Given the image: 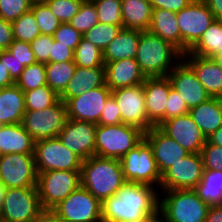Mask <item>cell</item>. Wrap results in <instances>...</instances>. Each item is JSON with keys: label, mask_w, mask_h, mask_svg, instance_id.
I'll use <instances>...</instances> for the list:
<instances>
[{"label": "cell", "mask_w": 222, "mask_h": 222, "mask_svg": "<svg viewBox=\"0 0 222 222\" xmlns=\"http://www.w3.org/2000/svg\"><path fill=\"white\" fill-rule=\"evenodd\" d=\"M155 187L140 183H124L118 192L101 202L102 222H128L154 213L160 195Z\"/></svg>", "instance_id": "1"}, {"label": "cell", "mask_w": 222, "mask_h": 222, "mask_svg": "<svg viewBox=\"0 0 222 222\" xmlns=\"http://www.w3.org/2000/svg\"><path fill=\"white\" fill-rule=\"evenodd\" d=\"M135 59L145 77H164L182 61L183 53L171 42L148 30H140Z\"/></svg>", "instance_id": "2"}, {"label": "cell", "mask_w": 222, "mask_h": 222, "mask_svg": "<svg viewBox=\"0 0 222 222\" xmlns=\"http://www.w3.org/2000/svg\"><path fill=\"white\" fill-rule=\"evenodd\" d=\"M81 186L91 192L100 202L110 198L126 183L119 159L93 155L82 161Z\"/></svg>", "instance_id": "3"}, {"label": "cell", "mask_w": 222, "mask_h": 222, "mask_svg": "<svg viewBox=\"0 0 222 222\" xmlns=\"http://www.w3.org/2000/svg\"><path fill=\"white\" fill-rule=\"evenodd\" d=\"M164 192L159 200L163 222H205L210 206L193 189Z\"/></svg>", "instance_id": "4"}, {"label": "cell", "mask_w": 222, "mask_h": 222, "mask_svg": "<svg viewBox=\"0 0 222 222\" xmlns=\"http://www.w3.org/2000/svg\"><path fill=\"white\" fill-rule=\"evenodd\" d=\"M144 139V131L129 124L99 125L95 134V155L121 159Z\"/></svg>", "instance_id": "5"}, {"label": "cell", "mask_w": 222, "mask_h": 222, "mask_svg": "<svg viewBox=\"0 0 222 222\" xmlns=\"http://www.w3.org/2000/svg\"><path fill=\"white\" fill-rule=\"evenodd\" d=\"M80 185V171L51 170L38 173L37 189L43 210H52Z\"/></svg>", "instance_id": "6"}, {"label": "cell", "mask_w": 222, "mask_h": 222, "mask_svg": "<svg viewBox=\"0 0 222 222\" xmlns=\"http://www.w3.org/2000/svg\"><path fill=\"white\" fill-rule=\"evenodd\" d=\"M120 161L126 182L147 184L152 187L157 184L159 187L161 174L152 148L145 139L126 153Z\"/></svg>", "instance_id": "7"}, {"label": "cell", "mask_w": 222, "mask_h": 222, "mask_svg": "<svg viewBox=\"0 0 222 222\" xmlns=\"http://www.w3.org/2000/svg\"><path fill=\"white\" fill-rule=\"evenodd\" d=\"M34 158L37 173L51 170L80 171L83 161L65 147L58 137L35 141Z\"/></svg>", "instance_id": "8"}, {"label": "cell", "mask_w": 222, "mask_h": 222, "mask_svg": "<svg viewBox=\"0 0 222 222\" xmlns=\"http://www.w3.org/2000/svg\"><path fill=\"white\" fill-rule=\"evenodd\" d=\"M42 210L37 187L6 188L0 222H31Z\"/></svg>", "instance_id": "9"}, {"label": "cell", "mask_w": 222, "mask_h": 222, "mask_svg": "<svg viewBox=\"0 0 222 222\" xmlns=\"http://www.w3.org/2000/svg\"><path fill=\"white\" fill-rule=\"evenodd\" d=\"M66 103L59 99L42 110H26L22 125L35 141L56 138L67 121Z\"/></svg>", "instance_id": "10"}, {"label": "cell", "mask_w": 222, "mask_h": 222, "mask_svg": "<svg viewBox=\"0 0 222 222\" xmlns=\"http://www.w3.org/2000/svg\"><path fill=\"white\" fill-rule=\"evenodd\" d=\"M181 36V52H188L216 19L204 1L193 0L176 13Z\"/></svg>", "instance_id": "11"}, {"label": "cell", "mask_w": 222, "mask_h": 222, "mask_svg": "<svg viewBox=\"0 0 222 222\" xmlns=\"http://www.w3.org/2000/svg\"><path fill=\"white\" fill-rule=\"evenodd\" d=\"M52 210L65 222H102L101 202L81 185Z\"/></svg>", "instance_id": "12"}, {"label": "cell", "mask_w": 222, "mask_h": 222, "mask_svg": "<svg viewBox=\"0 0 222 222\" xmlns=\"http://www.w3.org/2000/svg\"><path fill=\"white\" fill-rule=\"evenodd\" d=\"M37 177L34 154L0 155V178L6 188L37 187Z\"/></svg>", "instance_id": "13"}, {"label": "cell", "mask_w": 222, "mask_h": 222, "mask_svg": "<svg viewBox=\"0 0 222 222\" xmlns=\"http://www.w3.org/2000/svg\"><path fill=\"white\" fill-rule=\"evenodd\" d=\"M203 170L201 154L190 153L161 175L159 188L163 191L194 189L202 179Z\"/></svg>", "instance_id": "14"}, {"label": "cell", "mask_w": 222, "mask_h": 222, "mask_svg": "<svg viewBox=\"0 0 222 222\" xmlns=\"http://www.w3.org/2000/svg\"><path fill=\"white\" fill-rule=\"evenodd\" d=\"M111 95L121 111L122 123L139 127L144 132L153 127L146 113L143 84L114 89Z\"/></svg>", "instance_id": "15"}, {"label": "cell", "mask_w": 222, "mask_h": 222, "mask_svg": "<svg viewBox=\"0 0 222 222\" xmlns=\"http://www.w3.org/2000/svg\"><path fill=\"white\" fill-rule=\"evenodd\" d=\"M96 127L94 123L68 118L57 137L65 147L86 160L95 155Z\"/></svg>", "instance_id": "16"}, {"label": "cell", "mask_w": 222, "mask_h": 222, "mask_svg": "<svg viewBox=\"0 0 222 222\" xmlns=\"http://www.w3.org/2000/svg\"><path fill=\"white\" fill-rule=\"evenodd\" d=\"M111 90L104 86L86 91L80 96L70 98L66 102L67 117L78 121L98 124L106 100L111 96Z\"/></svg>", "instance_id": "17"}, {"label": "cell", "mask_w": 222, "mask_h": 222, "mask_svg": "<svg viewBox=\"0 0 222 222\" xmlns=\"http://www.w3.org/2000/svg\"><path fill=\"white\" fill-rule=\"evenodd\" d=\"M172 88L184 100L189 109L207 101L210 95L199 82L196 73L182 59L174 69L167 75Z\"/></svg>", "instance_id": "18"}, {"label": "cell", "mask_w": 222, "mask_h": 222, "mask_svg": "<svg viewBox=\"0 0 222 222\" xmlns=\"http://www.w3.org/2000/svg\"><path fill=\"white\" fill-rule=\"evenodd\" d=\"M159 128L177 141L187 152L200 153L207 142L206 136L191 118L190 114L165 120Z\"/></svg>", "instance_id": "19"}, {"label": "cell", "mask_w": 222, "mask_h": 222, "mask_svg": "<svg viewBox=\"0 0 222 222\" xmlns=\"http://www.w3.org/2000/svg\"><path fill=\"white\" fill-rule=\"evenodd\" d=\"M144 139L152 148L153 156L161 175L173 164L190 154L158 126H153L144 132Z\"/></svg>", "instance_id": "20"}, {"label": "cell", "mask_w": 222, "mask_h": 222, "mask_svg": "<svg viewBox=\"0 0 222 222\" xmlns=\"http://www.w3.org/2000/svg\"><path fill=\"white\" fill-rule=\"evenodd\" d=\"M171 82L167 76L146 77L143 83L146 113L148 121L153 126H160L165 121V107L167 105Z\"/></svg>", "instance_id": "21"}, {"label": "cell", "mask_w": 222, "mask_h": 222, "mask_svg": "<svg viewBox=\"0 0 222 222\" xmlns=\"http://www.w3.org/2000/svg\"><path fill=\"white\" fill-rule=\"evenodd\" d=\"M104 66L106 85L111 91L117 88L141 85L145 82L146 77L135 58L108 62Z\"/></svg>", "instance_id": "22"}, {"label": "cell", "mask_w": 222, "mask_h": 222, "mask_svg": "<svg viewBox=\"0 0 222 222\" xmlns=\"http://www.w3.org/2000/svg\"><path fill=\"white\" fill-rule=\"evenodd\" d=\"M183 60L196 73L199 82L210 97L222 98V69L212 58L186 52L183 54Z\"/></svg>", "instance_id": "23"}, {"label": "cell", "mask_w": 222, "mask_h": 222, "mask_svg": "<svg viewBox=\"0 0 222 222\" xmlns=\"http://www.w3.org/2000/svg\"><path fill=\"white\" fill-rule=\"evenodd\" d=\"M106 84L105 67H78L59 99L67 102L70 98L80 96L86 91Z\"/></svg>", "instance_id": "24"}, {"label": "cell", "mask_w": 222, "mask_h": 222, "mask_svg": "<svg viewBox=\"0 0 222 222\" xmlns=\"http://www.w3.org/2000/svg\"><path fill=\"white\" fill-rule=\"evenodd\" d=\"M35 140L22 124L0 125V155L34 154Z\"/></svg>", "instance_id": "25"}, {"label": "cell", "mask_w": 222, "mask_h": 222, "mask_svg": "<svg viewBox=\"0 0 222 222\" xmlns=\"http://www.w3.org/2000/svg\"><path fill=\"white\" fill-rule=\"evenodd\" d=\"M26 112L24 93L16 85L0 89V124H22Z\"/></svg>", "instance_id": "26"}, {"label": "cell", "mask_w": 222, "mask_h": 222, "mask_svg": "<svg viewBox=\"0 0 222 222\" xmlns=\"http://www.w3.org/2000/svg\"><path fill=\"white\" fill-rule=\"evenodd\" d=\"M189 114L207 138L222 126V98L210 97L191 108Z\"/></svg>", "instance_id": "27"}, {"label": "cell", "mask_w": 222, "mask_h": 222, "mask_svg": "<svg viewBox=\"0 0 222 222\" xmlns=\"http://www.w3.org/2000/svg\"><path fill=\"white\" fill-rule=\"evenodd\" d=\"M140 30L122 28L115 39L103 51L104 64L121 59L135 58Z\"/></svg>", "instance_id": "28"}, {"label": "cell", "mask_w": 222, "mask_h": 222, "mask_svg": "<svg viewBox=\"0 0 222 222\" xmlns=\"http://www.w3.org/2000/svg\"><path fill=\"white\" fill-rule=\"evenodd\" d=\"M148 31L171 42L181 51V36L176 13L164 9H152Z\"/></svg>", "instance_id": "29"}, {"label": "cell", "mask_w": 222, "mask_h": 222, "mask_svg": "<svg viewBox=\"0 0 222 222\" xmlns=\"http://www.w3.org/2000/svg\"><path fill=\"white\" fill-rule=\"evenodd\" d=\"M123 28L148 30L152 6L148 0H121Z\"/></svg>", "instance_id": "30"}, {"label": "cell", "mask_w": 222, "mask_h": 222, "mask_svg": "<svg viewBox=\"0 0 222 222\" xmlns=\"http://www.w3.org/2000/svg\"><path fill=\"white\" fill-rule=\"evenodd\" d=\"M222 51V20L215 19L202 34L198 42L188 51L189 54L213 58Z\"/></svg>", "instance_id": "31"}, {"label": "cell", "mask_w": 222, "mask_h": 222, "mask_svg": "<svg viewBox=\"0 0 222 222\" xmlns=\"http://www.w3.org/2000/svg\"><path fill=\"white\" fill-rule=\"evenodd\" d=\"M209 206L222 205V171L203 170V176L193 189Z\"/></svg>", "instance_id": "32"}, {"label": "cell", "mask_w": 222, "mask_h": 222, "mask_svg": "<svg viewBox=\"0 0 222 222\" xmlns=\"http://www.w3.org/2000/svg\"><path fill=\"white\" fill-rule=\"evenodd\" d=\"M76 68L74 61L45 64L47 85L60 95L72 79Z\"/></svg>", "instance_id": "33"}, {"label": "cell", "mask_w": 222, "mask_h": 222, "mask_svg": "<svg viewBox=\"0 0 222 222\" xmlns=\"http://www.w3.org/2000/svg\"><path fill=\"white\" fill-rule=\"evenodd\" d=\"M73 61L78 67H105L103 52L84 37H82L81 42L74 50Z\"/></svg>", "instance_id": "34"}, {"label": "cell", "mask_w": 222, "mask_h": 222, "mask_svg": "<svg viewBox=\"0 0 222 222\" xmlns=\"http://www.w3.org/2000/svg\"><path fill=\"white\" fill-rule=\"evenodd\" d=\"M23 93L25 109L31 111L48 108L59 100V95L48 85H43Z\"/></svg>", "instance_id": "35"}, {"label": "cell", "mask_w": 222, "mask_h": 222, "mask_svg": "<svg viewBox=\"0 0 222 222\" xmlns=\"http://www.w3.org/2000/svg\"><path fill=\"white\" fill-rule=\"evenodd\" d=\"M11 24L14 40L31 43L41 34L35 15L31 10L22 14Z\"/></svg>", "instance_id": "36"}, {"label": "cell", "mask_w": 222, "mask_h": 222, "mask_svg": "<svg viewBox=\"0 0 222 222\" xmlns=\"http://www.w3.org/2000/svg\"><path fill=\"white\" fill-rule=\"evenodd\" d=\"M123 26L98 23L83 34V37L102 52L115 39Z\"/></svg>", "instance_id": "37"}, {"label": "cell", "mask_w": 222, "mask_h": 222, "mask_svg": "<svg viewBox=\"0 0 222 222\" xmlns=\"http://www.w3.org/2000/svg\"><path fill=\"white\" fill-rule=\"evenodd\" d=\"M15 84L23 92L47 85L45 64L37 62L26 66Z\"/></svg>", "instance_id": "38"}, {"label": "cell", "mask_w": 222, "mask_h": 222, "mask_svg": "<svg viewBox=\"0 0 222 222\" xmlns=\"http://www.w3.org/2000/svg\"><path fill=\"white\" fill-rule=\"evenodd\" d=\"M82 35L99 23L96 7L91 0H83L79 12L68 22Z\"/></svg>", "instance_id": "39"}, {"label": "cell", "mask_w": 222, "mask_h": 222, "mask_svg": "<svg viewBox=\"0 0 222 222\" xmlns=\"http://www.w3.org/2000/svg\"><path fill=\"white\" fill-rule=\"evenodd\" d=\"M99 23L123 26L121 0H92Z\"/></svg>", "instance_id": "40"}, {"label": "cell", "mask_w": 222, "mask_h": 222, "mask_svg": "<svg viewBox=\"0 0 222 222\" xmlns=\"http://www.w3.org/2000/svg\"><path fill=\"white\" fill-rule=\"evenodd\" d=\"M31 11L35 15L41 34L52 36L61 24L46 3L32 5Z\"/></svg>", "instance_id": "41"}, {"label": "cell", "mask_w": 222, "mask_h": 222, "mask_svg": "<svg viewBox=\"0 0 222 222\" xmlns=\"http://www.w3.org/2000/svg\"><path fill=\"white\" fill-rule=\"evenodd\" d=\"M83 0H50L46 3L61 23H68L80 10Z\"/></svg>", "instance_id": "42"}, {"label": "cell", "mask_w": 222, "mask_h": 222, "mask_svg": "<svg viewBox=\"0 0 222 222\" xmlns=\"http://www.w3.org/2000/svg\"><path fill=\"white\" fill-rule=\"evenodd\" d=\"M30 0H0V17L13 22L31 10Z\"/></svg>", "instance_id": "43"}, {"label": "cell", "mask_w": 222, "mask_h": 222, "mask_svg": "<svg viewBox=\"0 0 222 222\" xmlns=\"http://www.w3.org/2000/svg\"><path fill=\"white\" fill-rule=\"evenodd\" d=\"M200 154L204 169L222 171V146L207 141Z\"/></svg>", "instance_id": "44"}, {"label": "cell", "mask_w": 222, "mask_h": 222, "mask_svg": "<svg viewBox=\"0 0 222 222\" xmlns=\"http://www.w3.org/2000/svg\"><path fill=\"white\" fill-rule=\"evenodd\" d=\"M53 39L75 50L81 42L83 35L75 30L69 23H61L52 35Z\"/></svg>", "instance_id": "45"}, {"label": "cell", "mask_w": 222, "mask_h": 222, "mask_svg": "<svg viewBox=\"0 0 222 222\" xmlns=\"http://www.w3.org/2000/svg\"><path fill=\"white\" fill-rule=\"evenodd\" d=\"M7 50L12 54L13 58L25 67L37 63L31 43L13 40Z\"/></svg>", "instance_id": "46"}, {"label": "cell", "mask_w": 222, "mask_h": 222, "mask_svg": "<svg viewBox=\"0 0 222 222\" xmlns=\"http://www.w3.org/2000/svg\"><path fill=\"white\" fill-rule=\"evenodd\" d=\"M53 41V36L40 34L35 40L31 42L32 51L38 63H49Z\"/></svg>", "instance_id": "47"}, {"label": "cell", "mask_w": 222, "mask_h": 222, "mask_svg": "<svg viewBox=\"0 0 222 222\" xmlns=\"http://www.w3.org/2000/svg\"><path fill=\"white\" fill-rule=\"evenodd\" d=\"M189 108L178 93L171 88L168 96L167 105L165 107V120L173 117L189 114Z\"/></svg>", "instance_id": "48"}, {"label": "cell", "mask_w": 222, "mask_h": 222, "mask_svg": "<svg viewBox=\"0 0 222 222\" xmlns=\"http://www.w3.org/2000/svg\"><path fill=\"white\" fill-rule=\"evenodd\" d=\"M121 111L114 97L111 95L102 109L99 119V125H117L122 124Z\"/></svg>", "instance_id": "49"}, {"label": "cell", "mask_w": 222, "mask_h": 222, "mask_svg": "<svg viewBox=\"0 0 222 222\" xmlns=\"http://www.w3.org/2000/svg\"><path fill=\"white\" fill-rule=\"evenodd\" d=\"M74 60V50L63 45L60 42L53 41L51 47V53L49 57V63H59Z\"/></svg>", "instance_id": "50"}, {"label": "cell", "mask_w": 222, "mask_h": 222, "mask_svg": "<svg viewBox=\"0 0 222 222\" xmlns=\"http://www.w3.org/2000/svg\"><path fill=\"white\" fill-rule=\"evenodd\" d=\"M0 60H4L6 69L9 71L11 78L16 82L25 69V66L13 58L7 49L0 50Z\"/></svg>", "instance_id": "51"}, {"label": "cell", "mask_w": 222, "mask_h": 222, "mask_svg": "<svg viewBox=\"0 0 222 222\" xmlns=\"http://www.w3.org/2000/svg\"><path fill=\"white\" fill-rule=\"evenodd\" d=\"M152 9H164L177 13L186 8L193 0H148Z\"/></svg>", "instance_id": "52"}, {"label": "cell", "mask_w": 222, "mask_h": 222, "mask_svg": "<svg viewBox=\"0 0 222 222\" xmlns=\"http://www.w3.org/2000/svg\"><path fill=\"white\" fill-rule=\"evenodd\" d=\"M13 31L12 24L0 17V50H6L12 44Z\"/></svg>", "instance_id": "53"}, {"label": "cell", "mask_w": 222, "mask_h": 222, "mask_svg": "<svg viewBox=\"0 0 222 222\" xmlns=\"http://www.w3.org/2000/svg\"><path fill=\"white\" fill-rule=\"evenodd\" d=\"M31 222H65L53 210H42Z\"/></svg>", "instance_id": "54"}, {"label": "cell", "mask_w": 222, "mask_h": 222, "mask_svg": "<svg viewBox=\"0 0 222 222\" xmlns=\"http://www.w3.org/2000/svg\"><path fill=\"white\" fill-rule=\"evenodd\" d=\"M15 84L9 71L6 69L4 60H0V89L10 87Z\"/></svg>", "instance_id": "55"}, {"label": "cell", "mask_w": 222, "mask_h": 222, "mask_svg": "<svg viewBox=\"0 0 222 222\" xmlns=\"http://www.w3.org/2000/svg\"><path fill=\"white\" fill-rule=\"evenodd\" d=\"M216 19L222 20V0H203Z\"/></svg>", "instance_id": "56"}, {"label": "cell", "mask_w": 222, "mask_h": 222, "mask_svg": "<svg viewBox=\"0 0 222 222\" xmlns=\"http://www.w3.org/2000/svg\"><path fill=\"white\" fill-rule=\"evenodd\" d=\"M205 222H222V205L210 206Z\"/></svg>", "instance_id": "57"}, {"label": "cell", "mask_w": 222, "mask_h": 222, "mask_svg": "<svg viewBox=\"0 0 222 222\" xmlns=\"http://www.w3.org/2000/svg\"><path fill=\"white\" fill-rule=\"evenodd\" d=\"M128 222H163L162 214L158 208L154 213L147 214L140 219H133Z\"/></svg>", "instance_id": "58"}, {"label": "cell", "mask_w": 222, "mask_h": 222, "mask_svg": "<svg viewBox=\"0 0 222 222\" xmlns=\"http://www.w3.org/2000/svg\"><path fill=\"white\" fill-rule=\"evenodd\" d=\"M207 141L211 144L222 146V126L207 137Z\"/></svg>", "instance_id": "59"}, {"label": "cell", "mask_w": 222, "mask_h": 222, "mask_svg": "<svg viewBox=\"0 0 222 222\" xmlns=\"http://www.w3.org/2000/svg\"><path fill=\"white\" fill-rule=\"evenodd\" d=\"M5 191L6 187L2 183H0V218H1V207L4 200Z\"/></svg>", "instance_id": "60"}, {"label": "cell", "mask_w": 222, "mask_h": 222, "mask_svg": "<svg viewBox=\"0 0 222 222\" xmlns=\"http://www.w3.org/2000/svg\"><path fill=\"white\" fill-rule=\"evenodd\" d=\"M222 69V51L217 53L213 58H212Z\"/></svg>", "instance_id": "61"}, {"label": "cell", "mask_w": 222, "mask_h": 222, "mask_svg": "<svg viewBox=\"0 0 222 222\" xmlns=\"http://www.w3.org/2000/svg\"><path fill=\"white\" fill-rule=\"evenodd\" d=\"M49 1L50 0H30L32 5H34V4H44V3H48Z\"/></svg>", "instance_id": "62"}]
</instances>
